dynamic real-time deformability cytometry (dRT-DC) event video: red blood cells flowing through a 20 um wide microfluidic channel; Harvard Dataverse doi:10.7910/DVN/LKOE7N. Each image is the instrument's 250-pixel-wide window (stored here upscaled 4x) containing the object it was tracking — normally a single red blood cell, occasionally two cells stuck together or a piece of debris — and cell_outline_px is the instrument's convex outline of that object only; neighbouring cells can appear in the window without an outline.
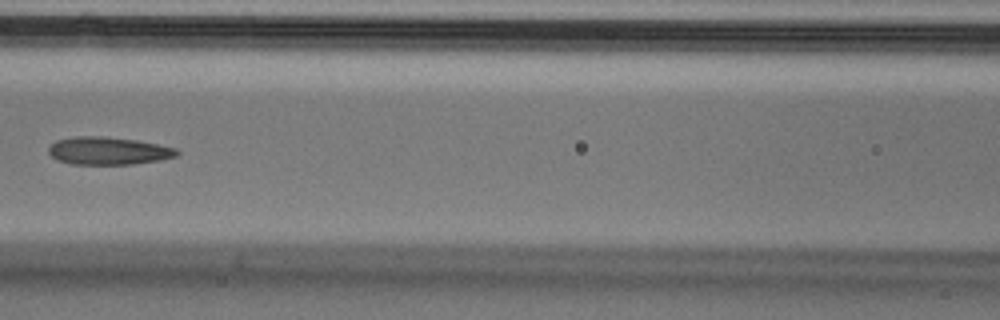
{"species": "Egyptian fruit bat (a non-hibernating species)", "species_latin": "Rousettus aegyptiacus", "temperature_condition": "cold", "stored_images_in_passage": 7, "camera_frame_rate_fps": 3000, "um_per_image_px": 0.085, "animal": {"sex": "male"}, "frame": {"image": 1, "passage_image": 6, "time_ms": 1.667, "image_size_px": [1000, 320], "cell_outline_px": [[180, 152], [176, 156], [160, 160], [132, 164], [72, 164], [56, 160], [48, 152], [48, 148], [56, 140], [76, 136], [104, 136], [136, 140], [176, 148]], "centroid_in_image_um": [9.19, 12.82], "position_along_channel_um": 157.4, "area_um2": 20.69}}
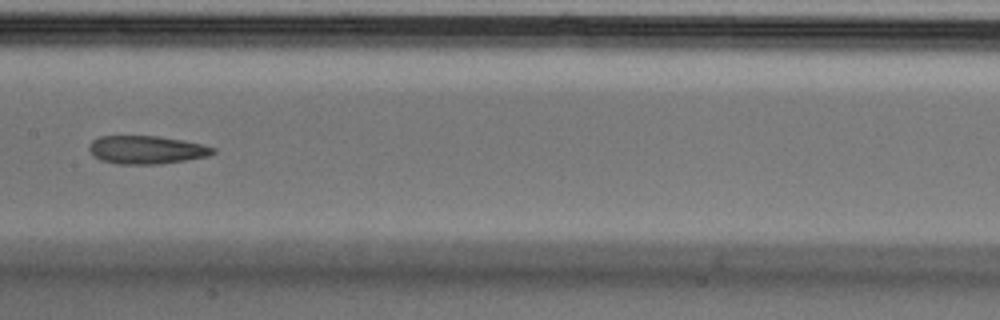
{"frame": {"image": 2, "passage_image": 7, "time_ms": 2.0, "image_size_px": [1000, 320], "cell_outline_px": [[216, 152], [208, 156], [160, 164], [116, 164], [100, 160], [92, 156], [88, 148], [88, 144], [92, 140], [100, 136], [160, 136], [184, 140], [204, 144], [216, 148]], "centroid_in_image_um": [12.44, 12.73], "position_along_channel_um": 195.0, "area_um2": 20.63}}